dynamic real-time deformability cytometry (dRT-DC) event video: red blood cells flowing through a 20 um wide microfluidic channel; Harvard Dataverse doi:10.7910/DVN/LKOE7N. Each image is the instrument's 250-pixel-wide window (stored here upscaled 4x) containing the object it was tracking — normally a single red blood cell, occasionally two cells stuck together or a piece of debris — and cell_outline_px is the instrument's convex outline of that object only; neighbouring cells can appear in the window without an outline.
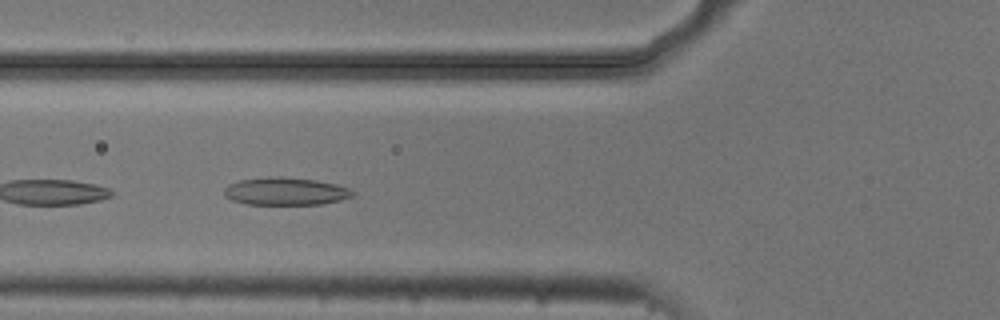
{"species": "common noctule bat (a hibernating species)", "species_latin": "Nyctalus noctula", "temperature_condition": "cold", "stored_images_in_passage": 22, "camera_frame_rate_fps": 3000, "um_per_image_px": 0.085, "animal": {"sex": "male", "body_mass_g": 20.5, "forearm_length_mm": 52.5}, "frame": {"image": 1, "passage_image": 19, "time_ms": 6.0, "image_size_px": [1000, 320], "cell_outline_px": [[356, 192], [352, 196], [340, 200], [324, 204], [244, 204], [232, 200], [224, 196], [224, 188], [228, 184], [240, 180], [268, 176], [280, 176], [316, 180], [336, 184], [348, 188]], "centroid_in_image_um": [24.25, 16.25], "position_along_channel_um": 101.5, "area_um2": 20.87}}